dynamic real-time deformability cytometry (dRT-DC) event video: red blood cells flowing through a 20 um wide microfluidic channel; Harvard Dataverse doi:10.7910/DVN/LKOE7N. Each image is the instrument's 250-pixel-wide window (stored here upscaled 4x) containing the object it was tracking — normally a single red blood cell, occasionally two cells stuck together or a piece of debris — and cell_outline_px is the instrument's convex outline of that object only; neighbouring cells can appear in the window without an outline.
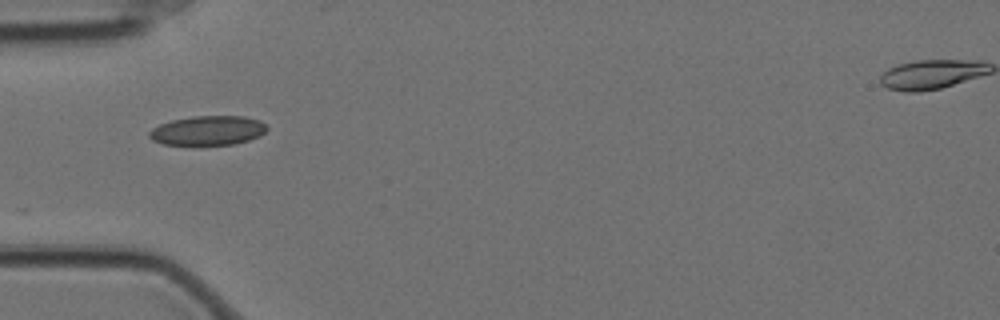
{"species": "Egyptian fruit bat (a non-hibernating species)", "species_latin": "Rousettus aegyptiacus", "temperature_condition": "cold", "stored_images_in_passage": 40, "camera_frame_rate_fps": 3000, "um_per_image_px": 0.085, "animal": {"sex": "female"}, "frame": {"image": 1, "passage_image": 1, "time_ms": 0.0, "image_size_px": [1000, 320], "cell_outline_px": [[268, 128], [260, 136], [236, 144], [200, 148], [164, 144], [152, 140], [148, 136], [148, 132], [152, 128], [160, 124], [172, 120], [192, 116], [244, 116], [260, 120]], "centroid_in_image_um": [17.63, 11.14], "position_along_channel_um": 67.4, "area_um2": 21.1}}
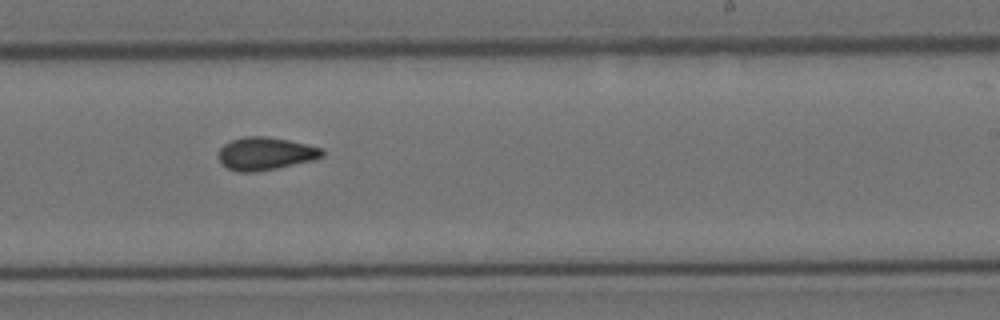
{"frame": {"image": 2, "passage_image": 18, "time_ms": 5.667, "image_size_px": [1000, 320], "cell_outline_px": [[324, 156], [312, 160], [276, 168], [256, 172], [236, 172], [220, 164], [220, 148], [224, 144], [232, 140], [244, 136], [264, 136], [288, 140], [324, 148]], "centroid_in_image_um": [22.56, 13.06], "position_along_channel_um": 266.4, "area_um2": 19.77}}
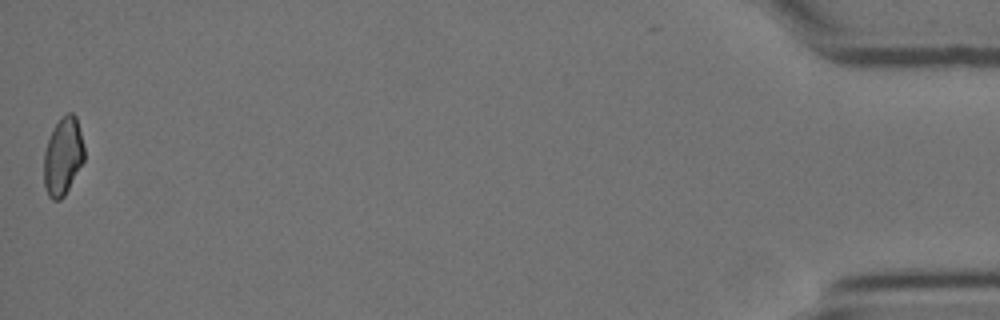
{"frame": {"image": 3, "passage_image": 40, "time_ms": 13.0, "image_size_px": [1000, 320], "cell_outline_px": [[84, 160], [64, 196], [60, 200], [52, 200], [48, 196], [44, 184], [44, 152], [48, 140], [60, 116], [68, 112], [72, 112], [76, 116], [84, 148]], "centroid_in_image_um": [5.34, 13.28], "position_along_channel_um": 429.9, "area_um2": 18.15}, "authors_computed_cell_mechanics": {"area_um2": 19.1607, "velocity_mm_per_s": 3.5093, "shape_relaxation_time_tau1_ms": null, "shape_relaxation_time_tau2_ms": 2.385, "deformation_change_tau1": null, "deformation_change_tau2": 0.0744}}